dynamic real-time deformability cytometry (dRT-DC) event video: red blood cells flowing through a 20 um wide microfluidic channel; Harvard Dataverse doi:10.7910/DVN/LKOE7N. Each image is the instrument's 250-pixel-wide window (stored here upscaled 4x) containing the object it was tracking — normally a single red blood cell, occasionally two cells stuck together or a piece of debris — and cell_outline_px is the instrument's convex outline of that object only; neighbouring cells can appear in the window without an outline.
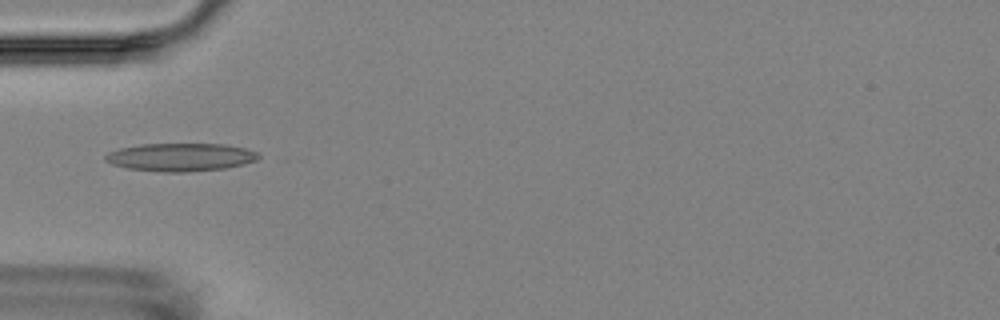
{"species": "Egyptian fruit bat (a non-hibernating species)", "species_latin": "Rousettus aegyptiacus", "temperature_condition": "room temperature", "stored_images_in_passage": 13, "camera_frame_rate_fps": 3000, "um_per_image_px": 0.085, "animal": {"sex": "female"}, "frame": {"image": 1, "passage_image": 2, "time_ms": 1.333, "image_size_px": [1000, 320], "cell_outline_px": [[260, 156], [256, 160], [224, 168], [188, 172], [164, 172], [128, 168], [112, 164], [104, 160], [104, 156], [108, 152], [120, 148], [140, 144], [224, 144], [244, 148], [256, 152]], "centroid_in_image_um": [15.3, 13.35], "position_along_channel_um": 69.7, "area_um2": 24.8}}
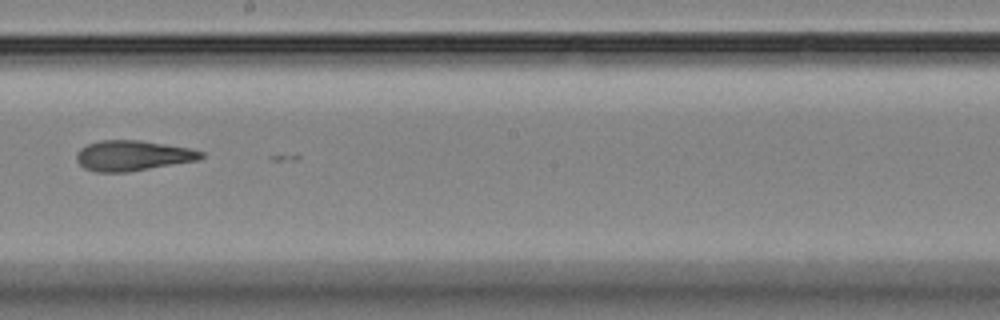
{"frame": {"image": 2, "passage_image": 6, "time_ms": 6.0, "image_size_px": [1000, 320], "cell_outline_px": [[204, 156], [200, 160], [128, 172], [96, 172], [84, 168], [76, 160], [76, 152], [80, 148], [88, 144], [100, 140], [140, 140], [188, 148], [204, 152]], "centroid_in_image_um": [11.27, 13.23], "position_along_channel_um": 236.9, "area_um2": 22.08}}
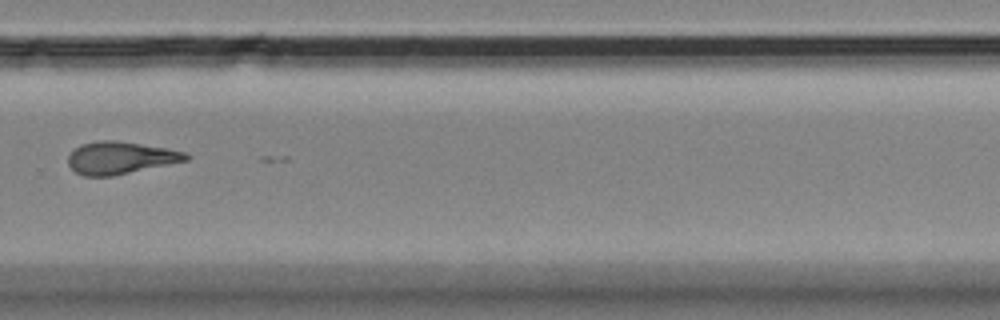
{"frame": {"image": 3, "passage_image": 8, "time_ms": 8.333, "image_size_px": [1000, 320], "cell_outline_px": [[188, 160], [112, 176], [84, 176], [76, 172], [68, 164], [68, 156], [80, 144], [96, 140], [116, 140], [168, 148], [184, 152], [188, 156]], "centroid_in_image_um": [10.2, 13.4], "position_along_channel_um": 319.6, "area_um2": 22.08}, "authors_computed_cell_mechanics": {"area_um2": 21.6172, "velocity_mm_per_s": 3.5646, "shape_relaxation_time_tau1_ms": 5.3943, "shape_relaxation_time_tau2_ms": 4.7907, "deformation_change_tau1": 0.1843, "deformation_change_tau2": 0.1628}}